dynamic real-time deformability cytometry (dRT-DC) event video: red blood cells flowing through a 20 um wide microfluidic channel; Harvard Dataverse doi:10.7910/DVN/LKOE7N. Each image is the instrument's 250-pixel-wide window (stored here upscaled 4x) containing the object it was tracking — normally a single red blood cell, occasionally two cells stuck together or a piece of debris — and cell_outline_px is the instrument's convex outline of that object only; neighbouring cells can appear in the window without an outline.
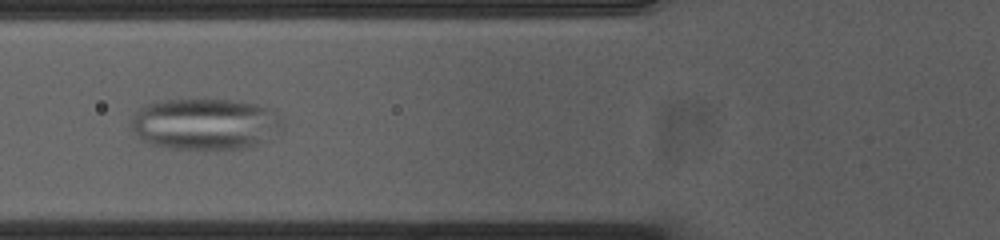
{"species": "common noctule bat (a hibernating species)", "species_latin": "Nyctalus noctula", "temperature_condition": "cold", "stored_images_in_passage": 42, "camera_frame_rate_fps": 3000, "um_per_image_px": 0.085, "animal": {"sex": "female", "body_mass_g": 23.0, "forearm_length_mm": 53.4}, "frame": {"image": 1, "passage_image": 7, "time_ms": 2.0, "image_size_px": [1000, 240], "cell_outline_px": [[284, 128], [256, 144], [240, 148], [172, 148], [152, 144], [144, 140], [128, 124], [140, 108], [148, 104], [164, 100], [228, 100], [252, 104], [264, 108], [280, 120], [284, 124]], "centroid_in_image_um": [17.37, 10.54], "position_along_channel_um": 108.4, "area_um2": 43.87}}
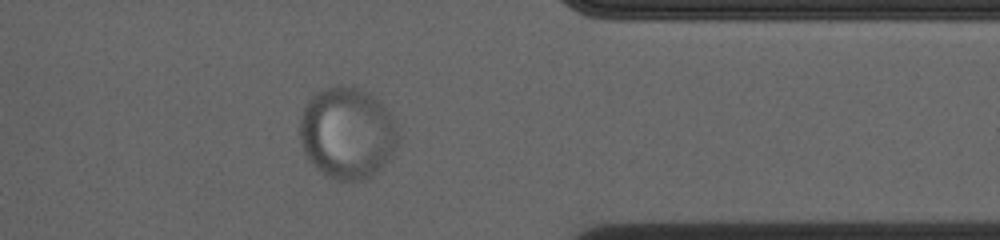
{"frame": {"image": 2, "passage_image": 31, "time_ms": 10.0, "image_size_px": [1000, 240], "cell_outline_px": [[396, 144], [388, 160], [364, 180], [336, 180], [328, 176], [308, 156], [300, 140], [300, 120], [304, 108], [308, 100], [316, 92], [332, 84], [336, 84], [356, 88], [368, 92], [380, 100], [392, 116], [396, 132]], "centroid_in_image_um": [29.51, 11.25], "position_along_channel_um": 381.9, "area_um2": 51.56}}
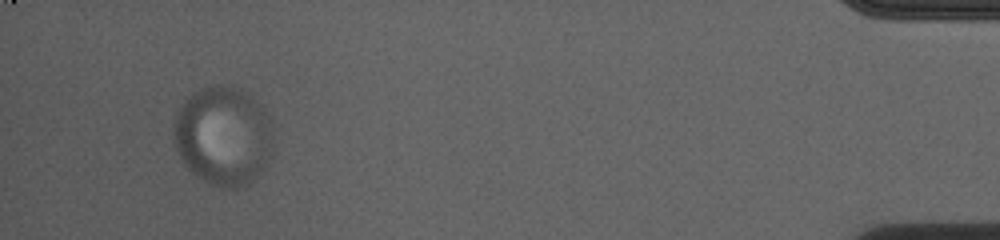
{"frame": {"image": 3, "passage_image": 39, "time_ms": 12.667, "image_size_px": [1000, 240], "cell_outline_px": [[268, 156], [260, 168], [240, 188], [228, 188], [212, 184], [192, 172], [184, 164], [176, 148], [172, 132], [176, 116], [184, 100], [188, 96], [200, 88], [236, 84], [256, 104], [264, 116], [268, 148]], "centroid_in_image_um": [18.81, 11.52], "position_along_channel_um": 416.4, "area_um2": 54.62}}